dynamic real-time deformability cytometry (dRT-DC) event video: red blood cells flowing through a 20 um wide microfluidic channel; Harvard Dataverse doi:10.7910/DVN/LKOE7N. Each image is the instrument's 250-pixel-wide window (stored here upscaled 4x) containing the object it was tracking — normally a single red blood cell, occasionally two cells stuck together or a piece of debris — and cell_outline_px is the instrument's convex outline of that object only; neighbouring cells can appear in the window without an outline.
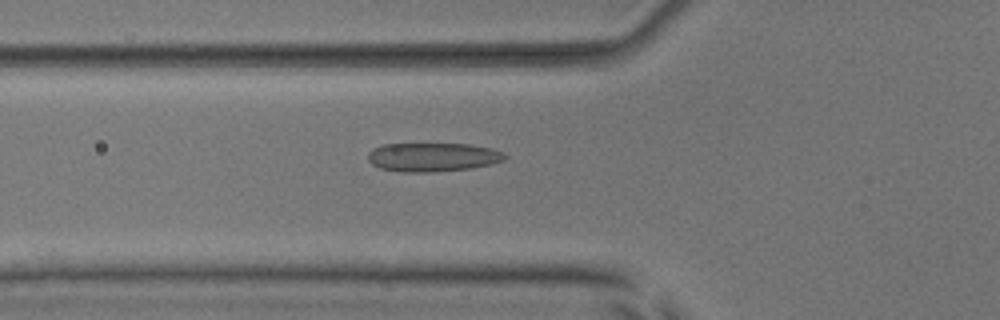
{"species": "common noctule bat (a hibernating species)", "species_latin": "Nyctalus noctula", "temperature_condition": "room temperature", "stored_images_in_passage": 54, "camera_frame_rate_fps": 3000, "um_per_image_px": 0.085, "animal": {"sex": "male", "body_mass_g": 17.9, "forearm_length_mm": 54.2}, "frame": {"image": 1, "passage_image": 20, "time_ms": 6.333, "image_size_px": [1000, 320], "cell_outline_px": [[508, 156], [504, 160], [492, 164], [472, 168], [432, 172], [404, 172], [380, 168], [372, 164], [368, 160], [368, 152], [372, 148], [384, 144], [468, 144], [492, 148], [504, 152]], "centroid_in_image_um": [36.8, 13.35], "position_along_channel_um": 89.0, "area_um2": 23.12}}
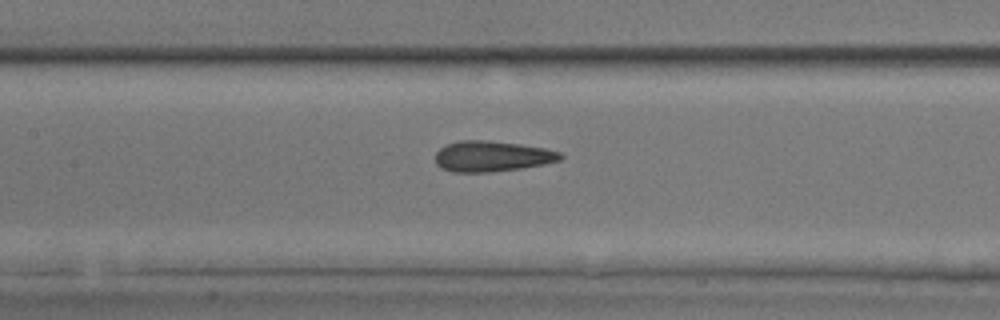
{"frame": {"image": 2, "passage_image": 26, "time_ms": 8.333, "image_size_px": [1000, 320], "cell_outline_px": [[564, 156], [560, 160], [544, 164], [520, 168], [492, 172], [452, 172], [440, 168], [436, 164], [436, 152], [440, 148], [448, 144], [460, 140], [488, 140], [520, 144], [544, 148], [560, 152]], "centroid_in_image_um": [41.8, 13.28], "position_along_channel_um": 165.6, "area_um2": 22.37}}
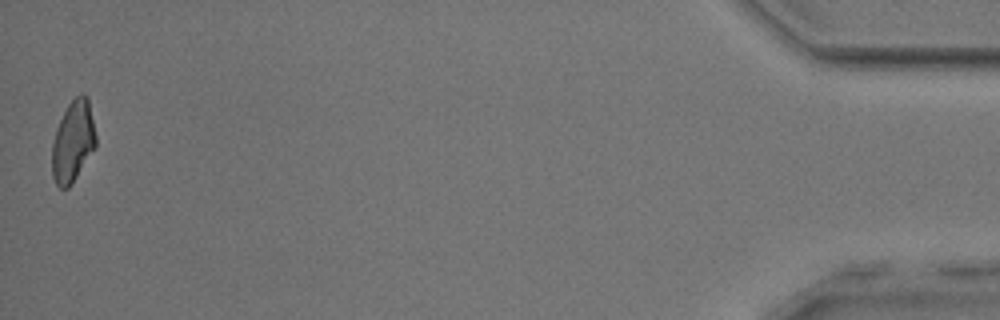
{"frame": {"image": 3, "passage_image": 54, "time_ms": 17.667, "image_size_px": [1000, 320], "cell_outline_px": [[96, 148], [72, 184], [68, 188], [60, 188], [56, 184], [52, 176], [52, 144], [56, 128], [68, 104], [80, 92], [84, 92], [88, 96], [96, 136]], "centroid_in_image_um": [6.22, 12.02], "position_along_channel_um": 429.0, "area_um2": 21.04}, "authors_computed_cell_mechanics": {"area_um2": 22.3975, "velocity_mm_per_s": 3.8145, "shape_relaxation_time_tau1_ms": 7.6067, "shape_relaxation_time_tau2_ms": 1.6831, "deformation_change_tau1": 0.1749, "deformation_change_tau2": 0.1108}}